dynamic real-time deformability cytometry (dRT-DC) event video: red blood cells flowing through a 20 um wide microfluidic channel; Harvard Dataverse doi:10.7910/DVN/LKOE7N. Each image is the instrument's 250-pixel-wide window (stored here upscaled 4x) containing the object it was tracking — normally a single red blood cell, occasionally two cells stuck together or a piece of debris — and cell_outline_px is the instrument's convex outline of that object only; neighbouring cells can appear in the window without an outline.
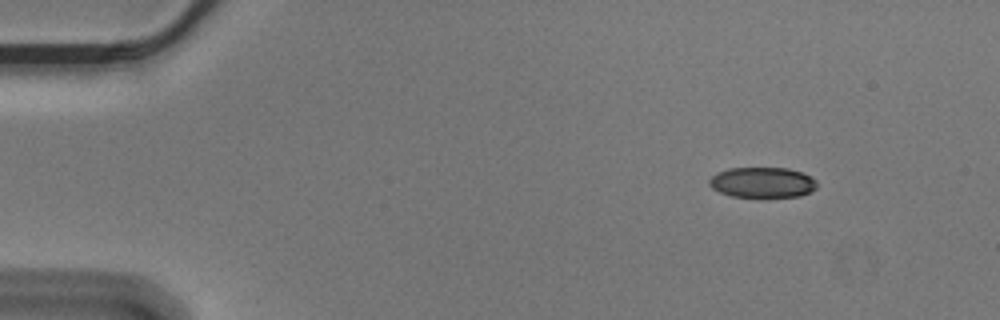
{"species": "Egyptian fruit bat (a non-hibernating species)", "species_latin": "Rousettus aegyptiacus", "temperature_condition": "cold", "stored_images_in_passage": 11, "camera_frame_rate_fps": 3000, "um_per_image_px": 0.085, "animal": {"sex": "male"}, "frame": {"image": 1, "passage_image": 1, "time_ms": 0.0, "image_size_px": [1000, 320], "cell_outline_px": [[816, 188], [812, 192], [800, 196], [768, 200], [760, 200], [732, 196], [720, 192], [712, 188], [708, 184], [708, 180], [716, 172], [728, 168], [788, 168], [800, 172], [816, 180]], "centroid_in_image_um": [64.79, 15.56], "position_along_channel_um": 20.2, "area_um2": 20.06}}